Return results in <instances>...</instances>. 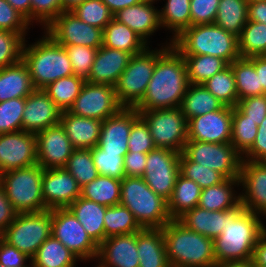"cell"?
<instances>
[{"label":"cell","mask_w":266,"mask_h":267,"mask_svg":"<svg viewBox=\"0 0 266 267\" xmlns=\"http://www.w3.org/2000/svg\"><path fill=\"white\" fill-rule=\"evenodd\" d=\"M188 85L186 61L170 45L157 59L146 93L134 108L154 110L180 107Z\"/></svg>","instance_id":"6da1fadb"},{"label":"cell","mask_w":266,"mask_h":267,"mask_svg":"<svg viewBox=\"0 0 266 267\" xmlns=\"http://www.w3.org/2000/svg\"><path fill=\"white\" fill-rule=\"evenodd\" d=\"M265 218L245 210L241 205L226 210V226L213 240L216 263L252 259L255 245L266 230Z\"/></svg>","instance_id":"7a4b0ae2"},{"label":"cell","mask_w":266,"mask_h":267,"mask_svg":"<svg viewBox=\"0 0 266 267\" xmlns=\"http://www.w3.org/2000/svg\"><path fill=\"white\" fill-rule=\"evenodd\" d=\"M171 267H213L216 264L213 239L186 228L172 219L163 228Z\"/></svg>","instance_id":"3957f363"},{"label":"cell","mask_w":266,"mask_h":267,"mask_svg":"<svg viewBox=\"0 0 266 267\" xmlns=\"http://www.w3.org/2000/svg\"><path fill=\"white\" fill-rule=\"evenodd\" d=\"M43 33L34 43L28 44L25 40L22 51V61L29 69L35 89H43L51 82L74 74L65 47Z\"/></svg>","instance_id":"277c9868"},{"label":"cell","mask_w":266,"mask_h":267,"mask_svg":"<svg viewBox=\"0 0 266 267\" xmlns=\"http://www.w3.org/2000/svg\"><path fill=\"white\" fill-rule=\"evenodd\" d=\"M172 45L182 55H211L231 64L240 58L238 37L216 24H198L183 30Z\"/></svg>","instance_id":"5b68a950"},{"label":"cell","mask_w":266,"mask_h":267,"mask_svg":"<svg viewBox=\"0 0 266 267\" xmlns=\"http://www.w3.org/2000/svg\"><path fill=\"white\" fill-rule=\"evenodd\" d=\"M120 204L133 213L142 228H163L172 220L168 201L157 195L143 177L121 179Z\"/></svg>","instance_id":"8992f818"},{"label":"cell","mask_w":266,"mask_h":267,"mask_svg":"<svg viewBox=\"0 0 266 267\" xmlns=\"http://www.w3.org/2000/svg\"><path fill=\"white\" fill-rule=\"evenodd\" d=\"M166 39L162 43L164 45H158H161L159 49L148 46L143 52L131 56L128 66L114 85L118 102L123 107L134 108L143 99L157 59L172 45L171 37Z\"/></svg>","instance_id":"52a82bcc"},{"label":"cell","mask_w":266,"mask_h":267,"mask_svg":"<svg viewBox=\"0 0 266 267\" xmlns=\"http://www.w3.org/2000/svg\"><path fill=\"white\" fill-rule=\"evenodd\" d=\"M43 170L40 165L34 164L0 174V184L18 213L45 210L42 193Z\"/></svg>","instance_id":"ba28073f"},{"label":"cell","mask_w":266,"mask_h":267,"mask_svg":"<svg viewBox=\"0 0 266 267\" xmlns=\"http://www.w3.org/2000/svg\"><path fill=\"white\" fill-rule=\"evenodd\" d=\"M52 210L18 213L3 232V240L32 258L40 245L51 236Z\"/></svg>","instance_id":"9c48e42d"},{"label":"cell","mask_w":266,"mask_h":267,"mask_svg":"<svg viewBox=\"0 0 266 267\" xmlns=\"http://www.w3.org/2000/svg\"><path fill=\"white\" fill-rule=\"evenodd\" d=\"M137 111L147 123L156 148L183 152L188 140V121L180 107Z\"/></svg>","instance_id":"30bf717a"},{"label":"cell","mask_w":266,"mask_h":267,"mask_svg":"<svg viewBox=\"0 0 266 267\" xmlns=\"http://www.w3.org/2000/svg\"><path fill=\"white\" fill-rule=\"evenodd\" d=\"M183 153L193 162L218 171L225 178H239L242 155L229 143L187 140Z\"/></svg>","instance_id":"8fae6325"},{"label":"cell","mask_w":266,"mask_h":267,"mask_svg":"<svg viewBox=\"0 0 266 267\" xmlns=\"http://www.w3.org/2000/svg\"><path fill=\"white\" fill-rule=\"evenodd\" d=\"M51 235L58 239L82 262L96 260L98 245L87 234L84 227L68 208L52 209Z\"/></svg>","instance_id":"7c38bea8"},{"label":"cell","mask_w":266,"mask_h":267,"mask_svg":"<svg viewBox=\"0 0 266 267\" xmlns=\"http://www.w3.org/2000/svg\"><path fill=\"white\" fill-rule=\"evenodd\" d=\"M122 108L114 86L86 81L68 112L76 116L104 121L116 115Z\"/></svg>","instance_id":"4fadbf2b"},{"label":"cell","mask_w":266,"mask_h":267,"mask_svg":"<svg viewBox=\"0 0 266 267\" xmlns=\"http://www.w3.org/2000/svg\"><path fill=\"white\" fill-rule=\"evenodd\" d=\"M180 155L166 148H155L147 153L146 169L142 177L157 195L167 201L179 175Z\"/></svg>","instance_id":"5bb4252c"},{"label":"cell","mask_w":266,"mask_h":267,"mask_svg":"<svg viewBox=\"0 0 266 267\" xmlns=\"http://www.w3.org/2000/svg\"><path fill=\"white\" fill-rule=\"evenodd\" d=\"M43 30L60 45H82L95 49L102 46L103 30L88 25L71 11L61 12Z\"/></svg>","instance_id":"9a60e30c"},{"label":"cell","mask_w":266,"mask_h":267,"mask_svg":"<svg viewBox=\"0 0 266 267\" xmlns=\"http://www.w3.org/2000/svg\"><path fill=\"white\" fill-rule=\"evenodd\" d=\"M37 164L36 134L26 131L0 134V174Z\"/></svg>","instance_id":"2e32d148"},{"label":"cell","mask_w":266,"mask_h":267,"mask_svg":"<svg viewBox=\"0 0 266 267\" xmlns=\"http://www.w3.org/2000/svg\"><path fill=\"white\" fill-rule=\"evenodd\" d=\"M188 140L209 143H229L232 137V108L193 117L187 123Z\"/></svg>","instance_id":"e0dca14e"},{"label":"cell","mask_w":266,"mask_h":267,"mask_svg":"<svg viewBox=\"0 0 266 267\" xmlns=\"http://www.w3.org/2000/svg\"><path fill=\"white\" fill-rule=\"evenodd\" d=\"M239 183L241 206L266 219V164L242 160Z\"/></svg>","instance_id":"ac0fdd59"},{"label":"cell","mask_w":266,"mask_h":267,"mask_svg":"<svg viewBox=\"0 0 266 267\" xmlns=\"http://www.w3.org/2000/svg\"><path fill=\"white\" fill-rule=\"evenodd\" d=\"M37 164L43 169L63 168L75 148L61 124L36 133Z\"/></svg>","instance_id":"d6986e66"},{"label":"cell","mask_w":266,"mask_h":267,"mask_svg":"<svg viewBox=\"0 0 266 267\" xmlns=\"http://www.w3.org/2000/svg\"><path fill=\"white\" fill-rule=\"evenodd\" d=\"M80 189L76 179L64 167L43 170L42 193L45 210L68 208L80 197Z\"/></svg>","instance_id":"ffe728a7"},{"label":"cell","mask_w":266,"mask_h":267,"mask_svg":"<svg viewBox=\"0 0 266 267\" xmlns=\"http://www.w3.org/2000/svg\"><path fill=\"white\" fill-rule=\"evenodd\" d=\"M62 112L43 89H35L25 98L22 130L36 134L56 126L60 124Z\"/></svg>","instance_id":"44dd1931"},{"label":"cell","mask_w":266,"mask_h":267,"mask_svg":"<svg viewBox=\"0 0 266 267\" xmlns=\"http://www.w3.org/2000/svg\"><path fill=\"white\" fill-rule=\"evenodd\" d=\"M135 108L123 107L116 115L102 121L98 146L106 153H128V139L133 122L139 117Z\"/></svg>","instance_id":"7402d4cb"},{"label":"cell","mask_w":266,"mask_h":267,"mask_svg":"<svg viewBox=\"0 0 266 267\" xmlns=\"http://www.w3.org/2000/svg\"><path fill=\"white\" fill-rule=\"evenodd\" d=\"M137 232L106 238L98 246L95 262L103 267H139Z\"/></svg>","instance_id":"603a6c76"},{"label":"cell","mask_w":266,"mask_h":267,"mask_svg":"<svg viewBox=\"0 0 266 267\" xmlns=\"http://www.w3.org/2000/svg\"><path fill=\"white\" fill-rule=\"evenodd\" d=\"M155 3L157 4V0H144L142 3L117 11L113 14V19L127 25L150 45V37L157 30H162L159 22V9L154 6Z\"/></svg>","instance_id":"cb8c5ba5"},{"label":"cell","mask_w":266,"mask_h":267,"mask_svg":"<svg viewBox=\"0 0 266 267\" xmlns=\"http://www.w3.org/2000/svg\"><path fill=\"white\" fill-rule=\"evenodd\" d=\"M131 56L130 53L125 51L101 46L96 53L86 81L94 84L114 86L119 76L128 66Z\"/></svg>","instance_id":"d4e9b609"},{"label":"cell","mask_w":266,"mask_h":267,"mask_svg":"<svg viewBox=\"0 0 266 267\" xmlns=\"http://www.w3.org/2000/svg\"><path fill=\"white\" fill-rule=\"evenodd\" d=\"M61 126L75 149H92L99 143L102 121L62 112Z\"/></svg>","instance_id":"484cf974"},{"label":"cell","mask_w":266,"mask_h":267,"mask_svg":"<svg viewBox=\"0 0 266 267\" xmlns=\"http://www.w3.org/2000/svg\"><path fill=\"white\" fill-rule=\"evenodd\" d=\"M139 267H171L162 228H143L137 232Z\"/></svg>","instance_id":"4316f807"},{"label":"cell","mask_w":266,"mask_h":267,"mask_svg":"<svg viewBox=\"0 0 266 267\" xmlns=\"http://www.w3.org/2000/svg\"><path fill=\"white\" fill-rule=\"evenodd\" d=\"M239 187V178H226L218 185L202 189L198 206L209 211L238 208L241 205Z\"/></svg>","instance_id":"83f0119b"},{"label":"cell","mask_w":266,"mask_h":267,"mask_svg":"<svg viewBox=\"0 0 266 267\" xmlns=\"http://www.w3.org/2000/svg\"><path fill=\"white\" fill-rule=\"evenodd\" d=\"M106 208L107 206L83 197H78L68 207L98 246L105 240L104 215Z\"/></svg>","instance_id":"f1b7e54d"},{"label":"cell","mask_w":266,"mask_h":267,"mask_svg":"<svg viewBox=\"0 0 266 267\" xmlns=\"http://www.w3.org/2000/svg\"><path fill=\"white\" fill-rule=\"evenodd\" d=\"M34 90L29 69L22 60L0 69V102L26 98Z\"/></svg>","instance_id":"f546056e"},{"label":"cell","mask_w":266,"mask_h":267,"mask_svg":"<svg viewBox=\"0 0 266 267\" xmlns=\"http://www.w3.org/2000/svg\"><path fill=\"white\" fill-rule=\"evenodd\" d=\"M177 220L186 228L214 240L226 226V210L209 211L196 206Z\"/></svg>","instance_id":"4dcf8cb0"},{"label":"cell","mask_w":266,"mask_h":267,"mask_svg":"<svg viewBox=\"0 0 266 267\" xmlns=\"http://www.w3.org/2000/svg\"><path fill=\"white\" fill-rule=\"evenodd\" d=\"M102 46L135 55L143 52L149 45L127 25L112 19L103 29Z\"/></svg>","instance_id":"1f68e13d"},{"label":"cell","mask_w":266,"mask_h":267,"mask_svg":"<svg viewBox=\"0 0 266 267\" xmlns=\"http://www.w3.org/2000/svg\"><path fill=\"white\" fill-rule=\"evenodd\" d=\"M81 260L52 235L31 258V267H76Z\"/></svg>","instance_id":"d6a6232c"},{"label":"cell","mask_w":266,"mask_h":267,"mask_svg":"<svg viewBox=\"0 0 266 267\" xmlns=\"http://www.w3.org/2000/svg\"><path fill=\"white\" fill-rule=\"evenodd\" d=\"M201 191V187L195 181L179 173L172 195L168 200V210L171 219H178L187 211L198 206Z\"/></svg>","instance_id":"836d02e7"},{"label":"cell","mask_w":266,"mask_h":267,"mask_svg":"<svg viewBox=\"0 0 266 267\" xmlns=\"http://www.w3.org/2000/svg\"><path fill=\"white\" fill-rule=\"evenodd\" d=\"M224 105L203 84H189L180 109L187 121L193 117L217 111Z\"/></svg>","instance_id":"e575fe53"},{"label":"cell","mask_w":266,"mask_h":267,"mask_svg":"<svg viewBox=\"0 0 266 267\" xmlns=\"http://www.w3.org/2000/svg\"><path fill=\"white\" fill-rule=\"evenodd\" d=\"M159 22L165 31L170 30L171 41L175 39L191 26L190 0H166L163 8L159 9Z\"/></svg>","instance_id":"d590c367"},{"label":"cell","mask_w":266,"mask_h":267,"mask_svg":"<svg viewBox=\"0 0 266 267\" xmlns=\"http://www.w3.org/2000/svg\"><path fill=\"white\" fill-rule=\"evenodd\" d=\"M246 0H220L214 24L239 37L248 22Z\"/></svg>","instance_id":"8d00e7d4"},{"label":"cell","mask_w":266,"mask_h":267,"mask_svg":"<svg viewBox=\"0 0 266 267\" xmlns=\"http://www.w3.org/2000/svg\"><path fill=\"white\" fill-rule=\"evenodd\" d=\"M121 180L99 175L96 179L80 189V197L104 206L120 204Z\"/></svg>","instance_id":"74e56055"},{"label":"cell","mask_w":266,"mask_h":267,"mask_svg":"<svg viewBox=\"0 0 266 267\" xmlns=\"http://www.w3.org/2000/svg\"><path fill=\"white\" fill-rule=\"evenodd\" d=\"M230 65L235 75L238 101L246 97L266 94L260 85L254 64L248 58L240 57Z\"/></svg>","instance_id":"f35d334b"},{"label":"cell","mask_w":266,"mask_h":267,"mask_svg":"<svg viewBox=\"0 0 266 267\" xmlns=\"http://www.w3.org/2000/svg\"><path fill=\"white\" fill-rule=\"evenodd\" d=\"M86 80L75 74L49 83L43 90L50 99L64 112L68 111L80 94Z\"/></svg>","instance_id":"ab89813d"},{"label":"cell","mask_w":266,"mask_h":267,"mask_svg":"<svg viewBox=\"0 0 266 267\" xmlns=\"http://www.w3.org/2000/svg\"><path fill=\"white\" fill-rule=\"evenodd\" d=\"M183 57L186 61L189 84H203L229 65L225 60L211 55H183Z\"/></svg>","instance_id":"60d3db41"},{"label":"cell","mask_w":266,"mask_h":267,"mask_svg":"<svg viewBox=\"0 0 266 267\" xmlns=\"http://www.w3.org/2000/svg\"><path fill=\"white\" fill-rule=\"evenodd\" d=\"M105 239L115 235L139 232L143 228L133 213L121 204L109 206L104 215Z\"/></svg>","instance_id":"b9f144b4"},{"label":"cell","mask_w":266,"mask_h":267,"mask_svg":"<svg viewBox=\"0 0 266 267\" xmlns=\"http://www.w3.org/2000/svg\"><path fill=\"white\" fill-rule=\"evenodd\" d=\"M238 48L243 58L266 55V24L248 20L238 37Z\"/></svg>","instance_id":"7bdbcfd3"},{"label":"cell","mask_w":266,"mask_h":267,"mask_svg":"<svg viewBox=\"0 0 266 267\" xmlns=\"http://www.w3.org/2000/svg\"><path fill=\"white\" fill-rule=\"evenodd\" d=\"M204 87L211 92L224 106L235 107L238 103L235 75L229 64L222 71L214 74L203 83Z\"/></svg>","instance_id":"ee69618b"},{"label":"cell","mask_w":266,"mask_h":267,"mask_svg":"<svg viewBox=\"0 0 266 267\" xmlns=\"http://www.w3.org/2000/svg\"><path fill=\"white\" fill-rule=\"evenodd\" d=\"M258 125L247 119L236 107L232 108V137L230 143L243 156L253 145Z\"/></svg>","instance_id":"f6af8a7d"},{"label":"cell","mask_w":266,"mask_h":267,"mask_svg":"<svg viewBox=\"0 0 266 267\" xmlns=\"http://www.w3.org/2000/svg\"><path fill=\"white\" fill-rule=\"evenodd\" d=\"M64 168L76 179L80 188L99 176L91 149H75Z\"/></svg>","instance_id":"bcb514c9"},{"label":"cell","mask_w":266,"mask_h":267,"mask_svg":"<svg viewBox=\"0 0 266 267\" xmlns=\"http://www.w3.org/2000/svg\"><path fill=\"white\" fill-rule=\"evenodd\" d=\"M179 173L195 181L201 189L218 185L226 179L218 171L191 161L183 152L179 158Z\"/></svg>","instance_id":"7dc6e473"},{"label":"cell","mask_w":266,"mask_h":267,"mask_svg":"<svg viewBox=\"0 0 266 267\" xmlns=\"http://www.w3.org/2000/svg\"><path fill=\"white\" fill-rule=\"evenodd\" d=\"M70 11L88 25L102 30L113 19V13L101 0H85Z\"/></svg>","instance_id":"c3c4849f"},{"label":"cell","mask_w":266,"mask_h":267,"mask_svg":"<svg viewBox=\"0 0 266 267\" xmlns=\"http://www.w3.org/2000/svg\"><path fill=\"white\" fill-rule=\"evenodd\" d=\"M27 35L0 30V69L22 60V51Z\"/></svg>","instance_id":"681fc988"},{"label":"cell","mask_w":266,"mask_h":267,"mask_svg":"<svg viewBox=\"0 0 266 267\" xmlns=\"http://www.w3.org/2000/svg\"><path fill=\"white\" fill-rule=\"evenodd\" d=\"M25 98L0 102V134L22 131Z\"/></svg>","instance_id":"f907efd6"},{"label":"cell","mask_w":266,"mask_h":267,"mask_svg":"<svg viewBox=\"0 0 266 267\" xmlns=\"http://www.w3.org/2000/svg\"><path fill=\"white\" fill-rule=\"evenodd\" d=\"M91 152L99 175L120 180L125 177L123 156H120V154L106 153L98 145L92 148Z\"/></svg>","instance_id":"816d5d0a"},{"label":"cell","mask_w":266,"mask_h":267,"mask_svg":"<svg viewBox=\"0 0 266 267\" xmlns=\"http://www.w3.org/2000/svg\"><path fill=\"white\" fill-rule=\"evenodd\" d=\"M62 46L65 47L68 53L74 74L86 80L90 74L98 49L82 45Z\"/></svg>","instance_id":"f5cc1de1"},{"label":"cell","mask_w":266,"mask_h":267,"mask_svg":"<svg viewBox=\"0 0 266 267\" xmlns=\"http://www.w3.org/2000/svg\"><path fill=\"white\" fill-rule=\"evenodd\" d=\"M63 11L62 0H31V27L45 29Z\"/></svg>","instance_id":"db71d44e"},{"label":"cell","mask_w":266,"mask_h":267,"mask_svg":"<svg viewBox=\"0 0 266 267\" xmlns=\"http://www.w3.org/2000/svg\"><path fill=\"white\" fill-rule=\"evenodd\" d=\"M155 148L149 127L144 119L139 116L132 124L128 139V152L148 153Z\"/></svg>","instance_id":"11a10c76"},{"label":"cell","mask_w":266,"mask_h":267,"mask_svg":"<svg viewBox=\"0 0 266 267\" xmlns=\"http://www.w3.org/2000/svg\"><path fill=\"white\" fill-rule=\"evenodd\" d=\"M31 24L6 0H0V30L28 34Z\"/></svg>","instance_id":"9f6ffc18"},{"label":"cell","mask_w":266,"mask_h":267,"mask_svg":"<svg viewBox=\"0 0 266 267\" xmlns=\"http://www.w3.org/2000/svg\"><path fill=\"white\" fill-rule=\"evenodd\" d=\"M220 0H190L191 26L213 24Z\"/></svg>","instance_id":"6f0895ef"},{"label":"cell","mask_w":266,"mask_h":267,"mask_svg":"<svg viewBox=\"0 0 266 267\" xmlns=\"http://www.w3.org/2000/svg\"><path fill=\"white\" fill-rule=\"evenodd\" d=\"M247 119L260 125L266 117V94L243 98L235 106Z\"/></svg>","instance_id":"680465c9"},{"label":"cell","mask_w":266,"mask_h":267,"mask_svg":"<svg viewBox=\"0 0 266 267\" xmlns=\"http://www.w3.org/2000/svg\"><path fill=\"white\" fill-rule=\"evenodd\" d=\"M0 264L6 267H31V258L3 240L0 244Z\"/></svg>","instance_id":"91938a15"},{"label":"cell","mask_w":266,"mask_h":267,"mask_svg":"<svg viewBox=\"0 0 266 267\" xmlns=\"http://www.w3.org/2000/svg\"><path fill=\"white\" fill-rule=\"evenodd\" d=\"M242 160L263 162L266 160V117L258 125V132L252 147L242 156Z\"/></svg>","instance_id":"94428289"},{"label":"cell","mask_w":266,"mask_h":267,"mask_svg":"<svg viewBox=\"0 0 266 267\" xmlns=\"http://www.w3.org/2000/svg\"><path fill=\"white\" fill-rule=\"evenodd\" d=\"M147 153L128 152L124 156L125 177H142L146 169Z\"/></svg>","instance_id":"6125c7cd"},{"label":"cell","mask_w":266,"mask_h":267,"mask_svg":"<svg viewBox=\"0 0 266 267\" xmlns=\"http://www.w3.org/2000/svg\"><path fill=\"white\" fill-rule=\"evenodd\" d=\"M18 212L8 200L3 186L0 184V231L4 232L15 220Z\"/></svg>","instance_id":"be15d7a7"},{"label":"cell","mask_w":266,"mask_h":267,"mask_svg":"<svg viewBox=\"0 0 266 267\" xmlns=\"http://www.w3.org/2000/svg\"><path fill=\"white\" fill-rule=\"evenodd\" d=\"M252 261L257 267H266V230L261 234L255 245Z\"/></svg>","instance_id":"e7e4bbea"},{"label":"cell","mask_w":266,"mask_h":267,"mask_svg":"<svg viewBox=\"0 0 266 267\" xmlns=\"http://www.w3.org/2000/svg\"><path fill=\"white\" fill-rule=\"evenodd\" d=\"M248 20L266 24V1L248 3Z\"/></svg>","instance_id":"03108f58"},{"label":"cell","mask_w":266,"mask_h":267,"mask_svg":"<svg viewBox=\"0 0 266 267\" xmlns=\"http://www.w3.org/2000/svg\"><path fill=\"white\" fill-rule=\"evenodd\" d=\"M248 59L254 64L256 73L259 75L260 85L266 93V55L253 56Z\"/></svg>","instance_id":"003e7915"},{"label":"cell","mask_w":266,"mask_h":267,"mask_svg":"<svg viewBox=\"0 0 266 267\" xmlns=\"http://www.w3.org/2000/svg\"><path fill=\"white\" fill-rule=\"evenodd\" d=\"M31 24V0H6Z\"/></svg>","instance_id":"a7ac6f4b"},{"label":"cell","mask_w":266,"mask_h":267,"mask_svg":"<svg viewBox=\"0 0 266 267\" xmlns=\"http://www.w3.org/2000/svg\"><path fill=\"white\" fill-rule=\"evenodd\" d=\"M105 3L110 11L115 14L117 11L129 6L142 3L144 0H101Z\"/></svg>","instance_id":"89a4df30"},{"label":"cell","mask_w":266,"mask_h":267,"mask_svg":"<svg viewBox=\"0 0 266 267\" xmlns=\"http://www.w3.org/2000/svg\"><path fill=\"white\" fill-rule=\"evenodd\" d=\"M213 267H254L252 259L247 261L216 263Z\"/></svg>","instance_id":"2644e50d"},{"label":"cell","mask_w":266,"mask_h":267,"mask_svg":"<svg viewBox=\"0 0 266 267\" xmlns=\"http://www.w3.org/2000/svg\"><path fill=\"white\" fill-rule=\"evenodd\" d=\"M83 1L85 0H62L63 9L65 11H70Z\"/></svg>","instance_id":"8c879c8a"},{"label":"cell","mask_w":266,"mask_h":267,"mask_svg":"<svg viewBox=\"0 0 266 267\" xmlns=\"http://www.w3.org/2000/svg\"><path fill=\"white\" fill-rule=\"evenodd\" d=\"M247 3H253V2H261V1H266V0H246Z\"/></svg>","instance_id":"753ad0ef"},{"label":"cell","mask_w":266,"mask_h":267,"mask_svg":"<svg viewBox=\"0 0 266 267\" xmlns=\"http://www.w3.org/2000/svg\"><path fill=\"white\" fill-rule=\"evenodd\" d=\"M2 241H3V232L0 231V244H1Z\"/></svg>","instance_id":"34e18365"},{"label":"cell","mask_w":266,"mask_h":267,"mask_svg":"<svg viewBox=\"0 0 266 267\" xmlns=\"http://www.w3.org/2000/svg\"><path fill=\"white\" fill-rule=\"evenodd\" d=\"M95 267H103V266L98 262Z\"/></svg>","instance_id":"11e5206c"}]
</instances>
